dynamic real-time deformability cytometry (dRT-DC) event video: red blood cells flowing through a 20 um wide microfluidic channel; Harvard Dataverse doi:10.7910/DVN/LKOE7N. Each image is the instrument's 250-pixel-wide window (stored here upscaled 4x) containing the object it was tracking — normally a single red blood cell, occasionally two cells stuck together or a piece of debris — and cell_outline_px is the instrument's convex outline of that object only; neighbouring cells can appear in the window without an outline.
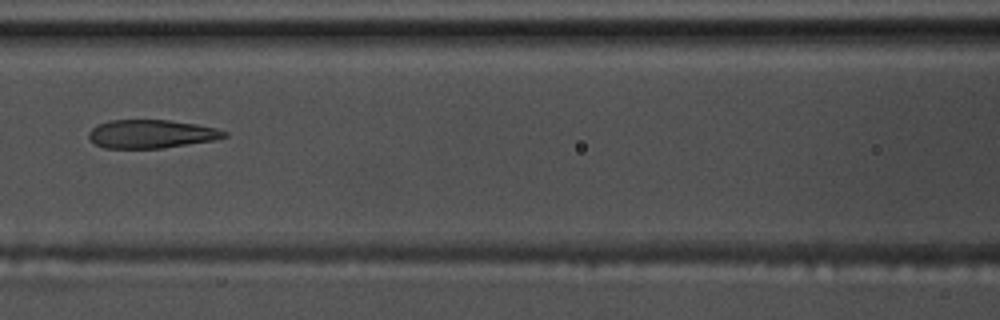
{"species": "common noctule bat (a hibernating species)", "species_latin": "Nyctalus noctula", "temperature_condition": "warm", "stored_images_in_passage": 9, "camera_frame_rate_fps": 3000, "um_per_image_px": 0.085, "animal": {"sex": "male", "body_mass_g": 17.5, "forearm_length_mm": 52.3}, "frame": {"image": 1, "passage_image": 7, "time_ms": 2.0, "image_size_px": [1000, 320], "cell_outline_px": [[228, 136], [212, 140], [160, 148], [104, 148], [96, 144], [88, 136], [88, 132], [92, 128], [108, 120], [168, 120], [196, 124], [216, 128], [228, 132]], "centroid_in_image_um": [12.85, 11.38], "position_along_channel_um": 153.8, "area_um2": 22.2}}